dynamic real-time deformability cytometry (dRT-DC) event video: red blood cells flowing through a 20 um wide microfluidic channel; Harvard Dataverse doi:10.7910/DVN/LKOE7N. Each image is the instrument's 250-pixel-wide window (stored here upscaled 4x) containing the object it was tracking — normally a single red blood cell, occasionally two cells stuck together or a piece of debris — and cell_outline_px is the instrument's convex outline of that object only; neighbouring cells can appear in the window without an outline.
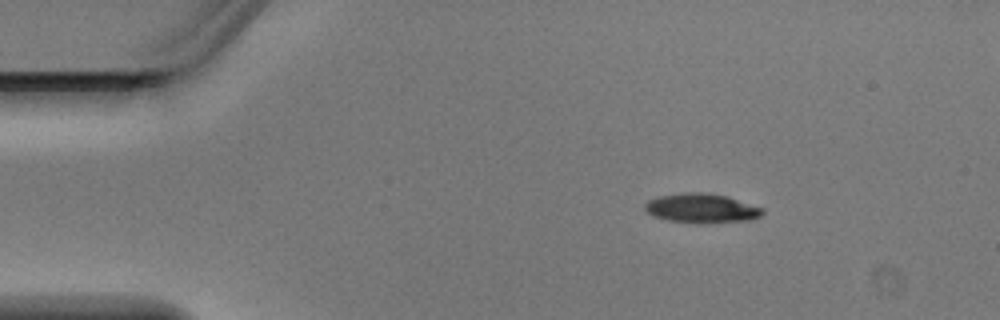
{"species": "Egyptian fruit bat (a non-hibernating species)", "species_latin": "Rousettus aegyptiacus", "temperature_condition": "warm", "stored_images_in_passage": 4, "camera_frame_rate_fps": 3000, "um_per_image_px": 0.085, "animal": {"sex": "male"}, "frame": {"image": 1, "passage_image": 1, "time_ms": 0.0, "image_size_px": [1000, 320], "cell_outline_px": [[764, 212], [760, 216], [748, 220], [696, 224], [668, 220], [652, 216], [644, 208], [644, 204], [648, 200], [656, 196], [684, 192], [704, 192], [728, 196], [764, 208]], "centroid_in_image_um": [59.61, 17.69], "position_along_channel_um": 25.4, "area_um2": 20.4}}
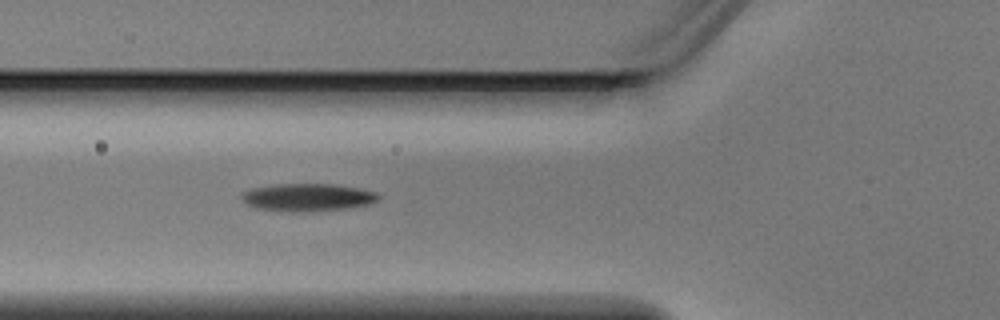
{"frame": {"image": 2, "passage_image": 4, "time_ms": 1.0, "image_size_px": [1000, 320], "cell_outline_px": [[380, 200], [372, 204], [344, 208], [296, 212], [292, 212], [256, 208], [244, 204], [240, 200], [240, 196], [244, 192], [252, 188], [276, 184], [332, 184], [356, 188], [376, 192], [380, 196]], "centroid_in_image_um": [26.11, 16.77], "position_along_channel_um": 99.7, "area_um2": 22.02}}